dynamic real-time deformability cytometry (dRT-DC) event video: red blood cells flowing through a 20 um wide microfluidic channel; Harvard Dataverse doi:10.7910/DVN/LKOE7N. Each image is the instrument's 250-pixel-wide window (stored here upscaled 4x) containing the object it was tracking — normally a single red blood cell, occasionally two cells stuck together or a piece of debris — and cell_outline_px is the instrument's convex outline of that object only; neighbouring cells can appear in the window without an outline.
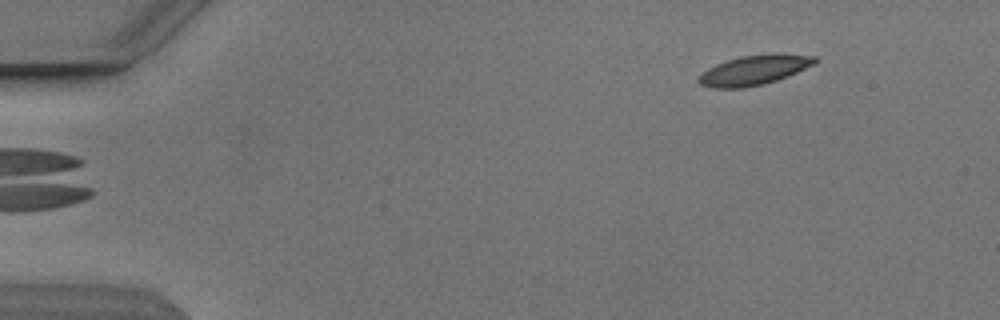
{"species": "Egyptian fruit bat (a non-hibernating species)", "species_latin": "Rousettus aegyptiacus", "temperature_condition": "cold", "stored_images_in_passage": 6, "camera_frame_rate_fps": 3000, "um_per_image_px": 0.085, "animal": {"sex": "male"}, "frame": {"image": 1, "passage_image": 6, "time_ms": 6.0, "image_size_px": [1000, 320], "cell_outline_px": [[816, 64], [788, 76], [764, 84], [744, 88], [712, 88], [700, 84], [696, 80], [708, 68], [716, 64], [740, 56], [816, 56]], "centroid_in_image_um": [64.03, 6.02], "position_along_channel_um": 21.0, "area_um2": 19.25}}